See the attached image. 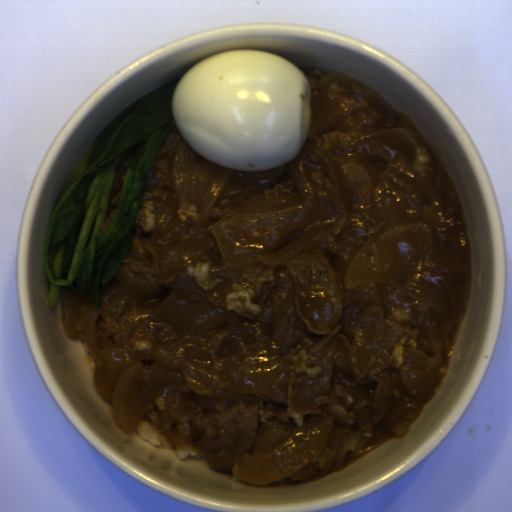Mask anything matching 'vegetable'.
Returning <instances> with one entry per match:
<instances>
[{
  "mask_svg": "<svg viewBox=\"0 0 512 512\" xmlns=\"http://www.w3.org/2000/svg\"><path fill=\"white\" fill-rule=\"evenodd\" d=\"M181 78V77H180ZM180 78L123 106L73 167L49 217L42 247L53 311L60 289L101 296L135 236L147 179L174 122L171 97Z\"/></svg>",
  "mask_w": 512,
  "mask_h": 512,
  "instance_id": "add77e79",
  "label": "vegetable"
}]
</instances>
